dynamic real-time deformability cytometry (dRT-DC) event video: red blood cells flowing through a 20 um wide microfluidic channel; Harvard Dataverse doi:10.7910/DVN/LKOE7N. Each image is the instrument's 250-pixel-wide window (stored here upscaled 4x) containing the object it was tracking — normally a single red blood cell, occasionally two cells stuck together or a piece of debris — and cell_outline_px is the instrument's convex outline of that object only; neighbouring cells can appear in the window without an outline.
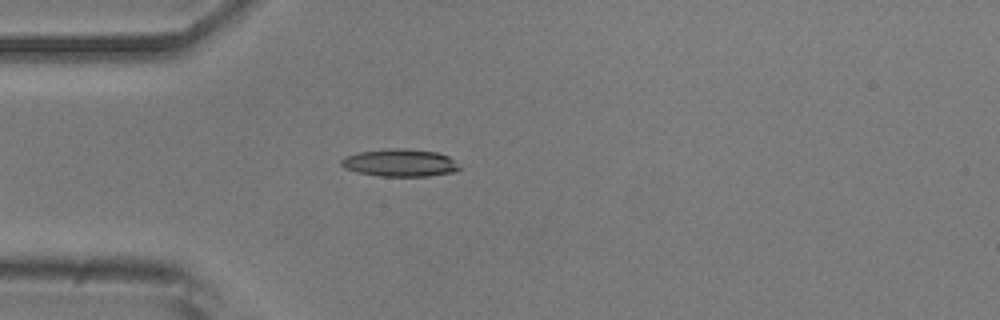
{"species": "common noctule bat (a hibernating species)", "species_latin": "Nyctalus noctula", "temperature_condition": "room temperature", "stored_images_in_passage": 4, "camera_frame_rate_fps": 3000, "um_per_image_px": 0.085, "animal": {"sex": "male", "body_mass_g": 20.5, "forearm_length_mm": 52.5}, "frame": {"image": 1, "passage_image": 4, "time_ms": 1.0, "image_size_px": [1000, 320], "cell_outline_px": [[464, 168], [456, 172], [428, 176], [380, 176], [356, 172], [344, 168], [340, 164], [340, 160], [348, 156], [360, 152], [388, 148], [408, 148], [436, 152], [448, 156]], "centroid_in_image_um": [34.04, 13.84], "position_along_channel_um": 51.0, "area_um2": 19.13}}